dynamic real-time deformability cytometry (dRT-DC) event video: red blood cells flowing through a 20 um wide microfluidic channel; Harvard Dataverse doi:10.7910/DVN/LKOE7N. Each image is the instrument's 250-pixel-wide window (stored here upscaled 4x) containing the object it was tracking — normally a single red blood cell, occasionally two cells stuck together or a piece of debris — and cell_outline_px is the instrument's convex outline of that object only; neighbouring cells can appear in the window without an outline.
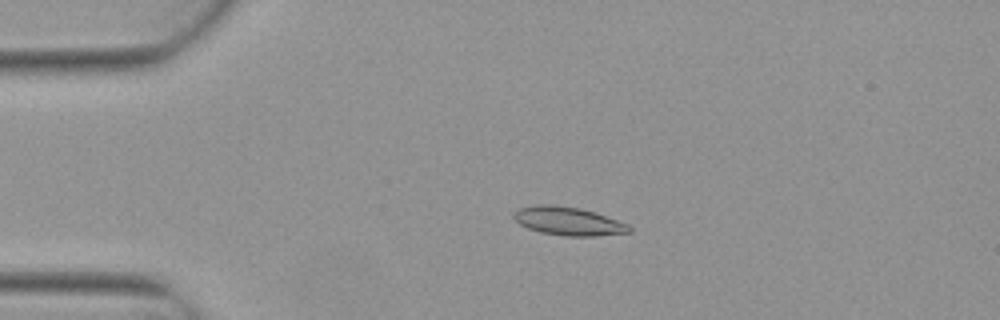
{"species": "Egyptian fruit bat (a non-hibernating species)", "species_latin": "Rousettus aegyptiacus", "temperature_condition": "warm", "stored_images_in_passage": 3, "camera_frame_rate_fps": 3000, "um_per_image_px": 0.085, "animal": {"sex": "female"}, "frame": {"image": 1, "passage_image": 3, "time_ms": 0.667, "image_size_px": [1000, 320], "cell_outline_px": [[632, 232], [596, 236], [564, 236], [540, 232], [528, 228], [520, 224], [512, 216], [512, 212], [520, 208], [536, 204], [552, 204], [580, 208], [596, 212], [628, 224], [632, 228]], "centroid_in_image_um": [48.31, 18.79], "position_along_channel_um": 36.7, "area_um2": 19.31}}